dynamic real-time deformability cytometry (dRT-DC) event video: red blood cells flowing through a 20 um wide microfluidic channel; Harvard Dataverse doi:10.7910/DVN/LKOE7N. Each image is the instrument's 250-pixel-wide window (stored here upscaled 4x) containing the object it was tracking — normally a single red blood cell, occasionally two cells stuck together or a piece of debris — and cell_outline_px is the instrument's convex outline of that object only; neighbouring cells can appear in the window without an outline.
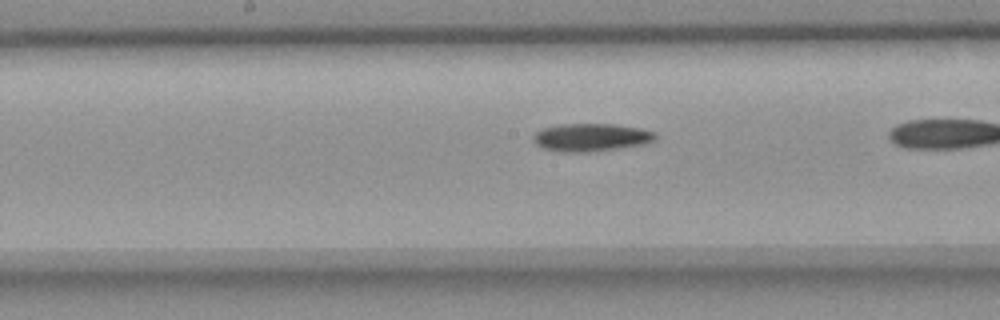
{"species": "common noctule bat (a hibernating species)", "species_latin": "Nyctalus noctula", "temperature_condition": "room temperature", "stored_images_in_passage": 38, "camera_frame_rate_fps": 3000, "um_per_image_px": 0.085, "animal": {"sex": "female", "body_mass_g": 18.4}, "frame": {"image": 1, "passage_image": 24, "time_ms": 7.667, "image_size_px": [1000, 320], "cell_outline_px": [[656, 140], [644, 144], [624, 148], [588, 152], [560, 152], [544, 148], [536, 144], [532, 140], [532, 136], [540, 128], [560, 124], [616, 124], [640, 128], [656, 132]], "centroid_in_image_um": [50.25, 11.68], "position_along_channel_um": 198.0, "area_um2": 20.17}}
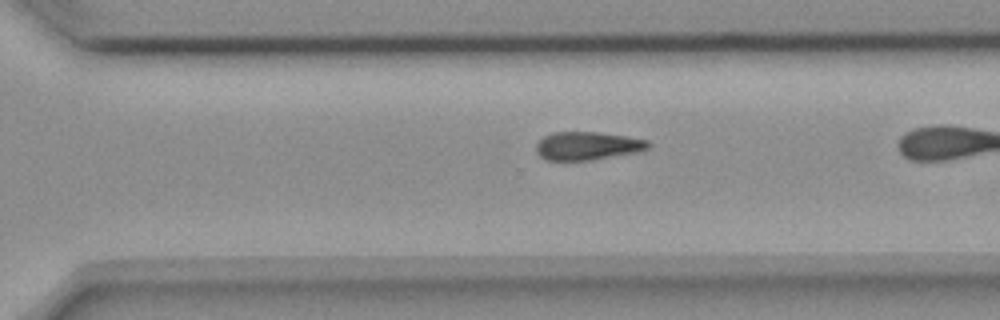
{"frame": {"image": 2, "passage_image": 34, "time_ms": 11.0, "image_size_px": [1000, 320], "cell_outline_px": [[652, 144], [648, 148], [636, 152], [592, 160], [544, 160], [536, 152], [536, 144], [544, 136], [552, 132], [596, 132], [624, 136], [648, 140]], "centroid_in_image_um": [49.91, 12.4], "position_along_channel_um": 320.7, "area_um2": 18.38}}
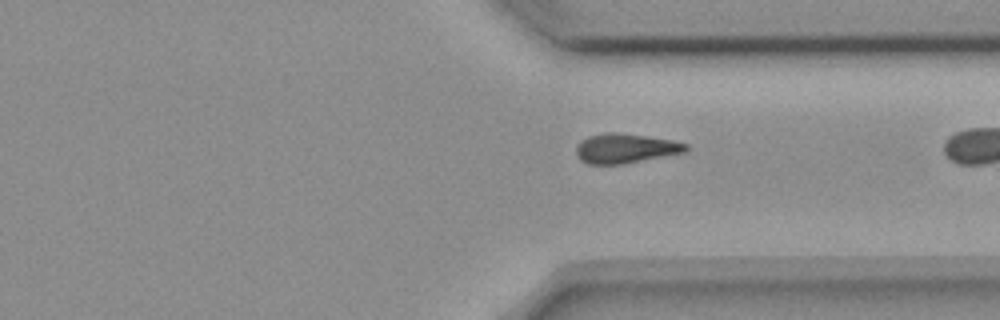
{"frame": {"image": 3, "passage_image": 37, "time_ms": 12.0, "image_size_px": [1000, 320], "cell_outline_px": [[688, 152], [624, 164], [588, 164], [580, 160], [576, 156], [576, 144], [580, 140], [588, 136], [604, 132], [616, 132], [672, 140], [688, 144]], "centroid_in_image_um": [53.14, 12.62], "position_along_channel_um": 358.3, "area_um2": 19.19}}